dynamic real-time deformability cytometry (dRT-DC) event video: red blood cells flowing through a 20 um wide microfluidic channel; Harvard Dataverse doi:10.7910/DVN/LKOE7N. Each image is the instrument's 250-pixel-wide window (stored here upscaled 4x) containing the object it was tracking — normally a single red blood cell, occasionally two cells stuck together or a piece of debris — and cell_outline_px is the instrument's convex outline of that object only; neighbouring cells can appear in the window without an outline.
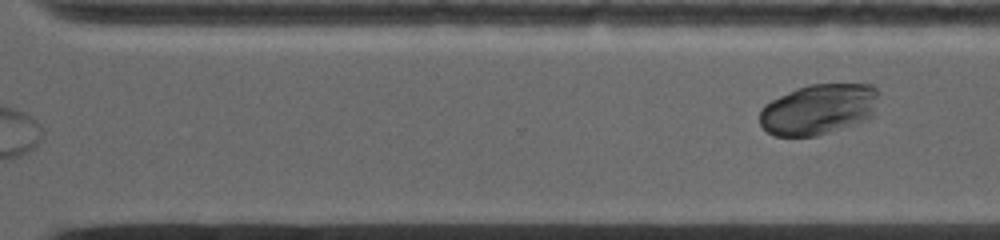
{"species": "common noctule bat (a hibernating species)", "species_latin": "Nyctalus noctula", "temperature_condition": "warm", "stored_images_in_passage": 18, "segment_of_instrument_passage": [2, 2], "camera_frame_rate_fps": 5000, "um_per_image_px": 0.085, "animal": {"sex": "female", "body_mass_g": 19.0, "forearm_length_mm": 53.3}, "frame": {"image": 1, "passage_image": 18, "time_ms": 10.6, "image_size_px": [1000, 240], "cell_outline_px": [[876, 96], [872, 116], [868, 120], [816, 136], [772, 136], [760, 124], [760, 108], [764, 104], [796, 88], [812, 84], [872, 84], [876, 88]], "centroid_in_image_um": [69.54, 9.3], "position_along_channel_um": 301.1, "area_um2": 34.97}}